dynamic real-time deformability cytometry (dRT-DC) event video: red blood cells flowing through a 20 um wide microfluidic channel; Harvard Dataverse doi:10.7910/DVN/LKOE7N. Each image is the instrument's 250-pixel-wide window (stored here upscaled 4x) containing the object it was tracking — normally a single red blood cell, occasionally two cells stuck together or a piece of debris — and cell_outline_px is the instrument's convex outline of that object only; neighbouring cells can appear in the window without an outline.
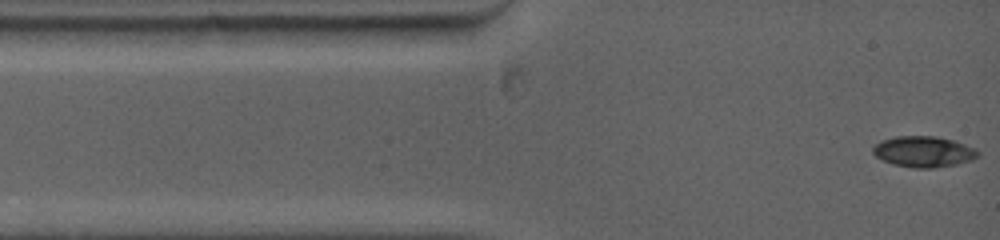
{"species": "common noctule bat (a hibernating species)", "species_latin": "Nyctalus noctula", "temperature_condition": "warm", "stored_images_in_passage": 61, "camera_frame_rate_fps": 5000, "um_per_image_px": 0.085, "animal": {"sex": "female", "body_mass_g": 19.0, "forearm_length_mm": 53.3}, "frame": {"image": 1, "passage_image": 1, "time_ms": 0.0, "image_size_px": [1000, 240], "cell_outline_px": [[980, 156], [972, 160], [956, 164], [932, 168], [912, 168], [892, 164], [876, 156], [872, 152], [872, 148], [880, 140], [896, 136], [936, 136], [952, 140], [976, 148], [980, 152]], "centroid_in_image_um": [78.52, 12.89], "position_along_channel_um": 6.5, "area_um2": 19.02}}
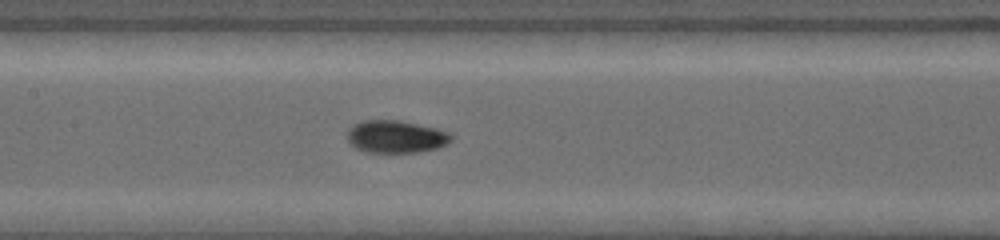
{"frame": {"image": 2, "passage_image": 26, "time_ms": 5.4, "image_size_px": [1000, 240], "cell_outline_px": [[452, 140], [448, 144], [436, 148], [416, 152], [364, 152], [356, 148], [348, 140], [348, 128], [364, 120], [400, 120], [436, 128], [448, 132], [452, 136]], "centroid_in_image_um": [33.66, 11.61], "position_along_channel_um": 173.7, "area_um2": 19.59}}
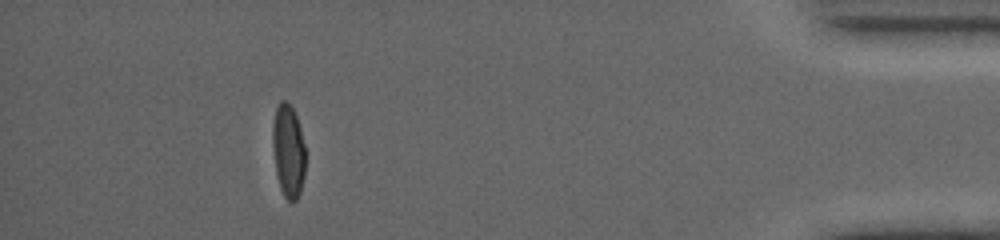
{"frame": {"image": 3, "passage_image": 53, "time_ms": 13.2, "image_size_px": [1000, 240], "cell_outline_px": [[304, 176], [300, 192], [296, 200], [292, 204], [284, 196], [280, 188], [276, 172], [272, 144], [272, 124], [276, 108], [280, 100], [284, 100], [292, 108], [296, 116], [300, 128], [304, 144]], "centroid_in_image_um": [24.49, 12.84], "position_along_channel_um": 410.7, "area_um2": 17.74}, "authors_computed_cell_mechanics": {"area_um2": 18.5538, "velocity_mm_per_s": 3.9753, "shape_relaxation_time_tau1_ms": 5.8042, "shape_relaxation_time_tau2_ms": 1.6132, "deformation_change_tau1": 0.2158, "deformation_change_tau2": 0.0294}}